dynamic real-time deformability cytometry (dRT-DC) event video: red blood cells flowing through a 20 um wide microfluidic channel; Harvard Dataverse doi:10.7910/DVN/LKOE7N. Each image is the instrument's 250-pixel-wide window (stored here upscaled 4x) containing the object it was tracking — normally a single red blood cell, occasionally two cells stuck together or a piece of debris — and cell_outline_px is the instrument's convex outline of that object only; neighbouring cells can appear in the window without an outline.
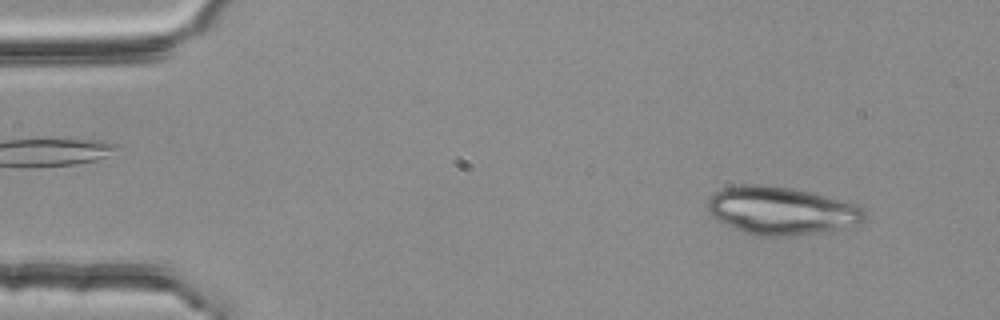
{"species": "common noctule bat (a hibernating species)", "species_latin": "Nyctalus noctula", "temperature_condition": "room temperature", "stored_images_in_passage": 53, "camera_frame_rate_fps": 3000, "um_per_image_px": 0.085, "animal": {"sex": "female", "body_mass_g": 25.1}, "frame": {"image": 1, "passage_image": 5, "time_ms": 1.333, "image_size_px": [1000, 320], "cell_outline_px": [[868, 220], [860, 224], [840, 228], [792, 236], [756, 236], [744, 232], [716, 220], [708, 212], [708, 200], [716, 192], [724, 188], [744, 184], [760, 184], [788, 188], [808, 192], [840, 200], [864, 208], [868, 216]], "centroid_in_image_um": [66.41, 17.92], "position_along_channel_um": 18.6, "area_um2": 43.47}}
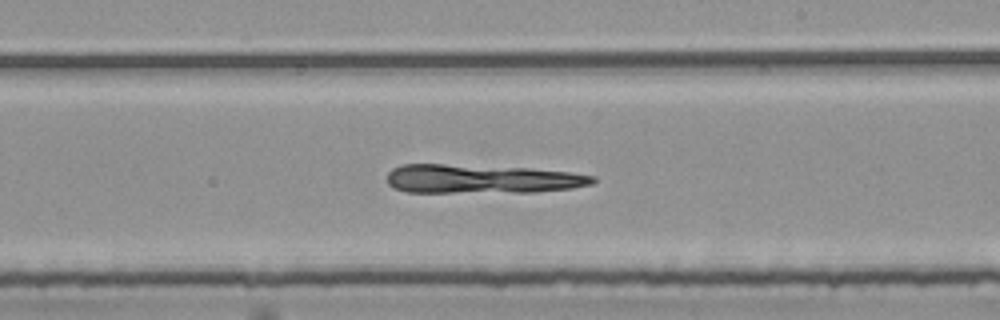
{"frame": {"image": 2, "passage_image": 31, "time_ms": 10.0, "image_size_px": [1000, 320], "cell_outline_px": [[596, 180], [592, 184], [572, 188], [536, 192], [408, 192], [392, 188], [388, 184], [388, 172], [392, 168], [400, 164], [444, 164], [528, 168], [568, 172], [596, 176]], "centroid_in_image_um": [40.91, 15.21], "position_along_channel_um": 248.1, "area_um2": 34.74}}
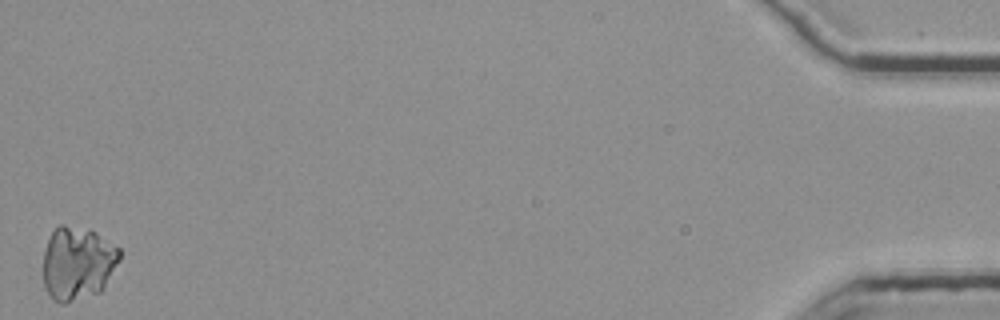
{"frame": {"image": 3, "passage_image": 53, "time_ms": 17.333, "image_size_px": [1000, 320], "cell_outline_px": [[120, 260], [104, 288], [100, 292], [64, 304], [60, 304], [44, 288], [44, 252], [48, 240], [52, 232], [60, 224], [64, 224], [96, 232], [120, 248]], "centroid_in_image_um": [6.62, 22.38], "position_along_channel_um": 428.6, "area_um2": 32.66}}